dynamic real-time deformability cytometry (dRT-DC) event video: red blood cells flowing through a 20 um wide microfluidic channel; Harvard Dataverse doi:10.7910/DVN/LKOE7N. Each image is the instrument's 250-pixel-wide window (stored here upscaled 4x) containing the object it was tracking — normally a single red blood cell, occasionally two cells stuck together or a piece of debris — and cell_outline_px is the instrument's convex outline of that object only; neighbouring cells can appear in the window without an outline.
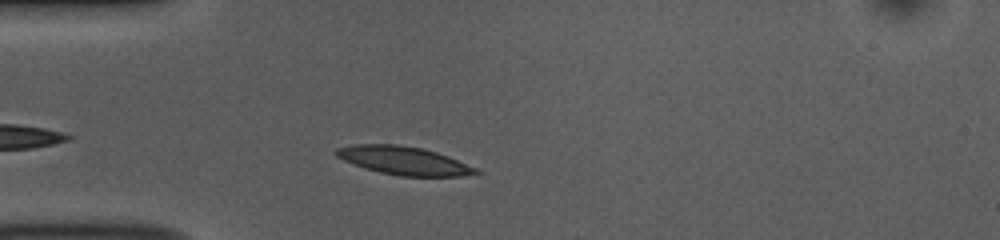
{"species": "common noctule bat (a hibernating species)", "species_latin": "Nyctalus noctula", "temperature_condition": "room temperature", "stored_images_in_passage": 37, "camera_frame_rate_fps": 3000, "um_per_image_px": 0.085, "animal": {"sex": "female", "body_mass_g": 10.0, "forearm_length_mm": 53.1}, "frame": {"image": 1, "passage_image": 5, "time_ms": 1.333, "image_size_px": [1000, 240], "cell_outline_px": [[480, 172], [460, 176], [400, 176], [380, 172], [364, 168], [344, 160], [336, 156], [336, 148], [356, 144], [400, 144], [424, 148], [448, 156], [476, 168]], "centroid_in_image_um": [34.3, 13.64], "position_along_channel_um": 50.7, "area_um2": 22.83}}
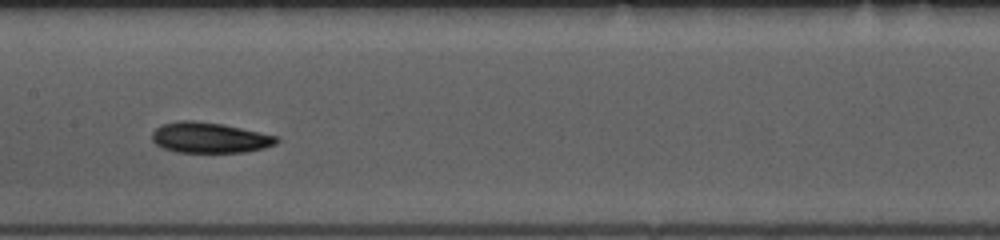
{"frame": {"image": 2, "passage_image": 17, "time_ms": 5.333, "image_size_px": [1000, 240], "cell_outline_px": [[280, 140], [276, 144], [264, 148], [244, 152], [176, 152], [164, 148], [156, 144], [152, 140], [152, 132], [160, 124], [180, 120], [192, 120], [224, 124], [276, 136]], "centroid_in_image_um": [17.79, 11.69], "position_along_channel_um": 189.6, "area_um2": 22.2}}
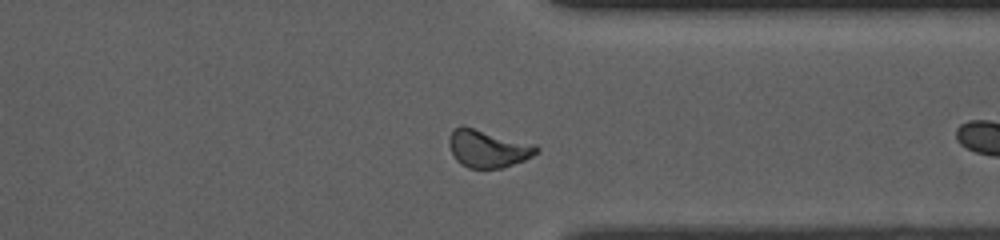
{"frame": {"image": 3, "passage_image": 28, "time_ms": 9.0, "image_size_px": [1000, 240], "cell_outline_px": [[540, 152], [524, 160], [504, 168], [468, 168], [460, 164], [456, 160], [448, 144], [448, 140], [452, 132], [460, 124], [536, 144], [540, 148]], "centroid_in_image_um": [41.49, 12.63], "position_along_channel_um": 369.9, "area_um2": 19.36}, "authors_computed_cell_mechanics": {"area_um2": 21.9062, "velocity_mm_per_s": 3.7453, "shape_relaxation_time_tau1_ms": 4.7534, "shape_relaxation_time_tau2_ms": 5.2497, "deformation_change_tau1": 0.1301, "deformation_change_tau2": 0.1229}}